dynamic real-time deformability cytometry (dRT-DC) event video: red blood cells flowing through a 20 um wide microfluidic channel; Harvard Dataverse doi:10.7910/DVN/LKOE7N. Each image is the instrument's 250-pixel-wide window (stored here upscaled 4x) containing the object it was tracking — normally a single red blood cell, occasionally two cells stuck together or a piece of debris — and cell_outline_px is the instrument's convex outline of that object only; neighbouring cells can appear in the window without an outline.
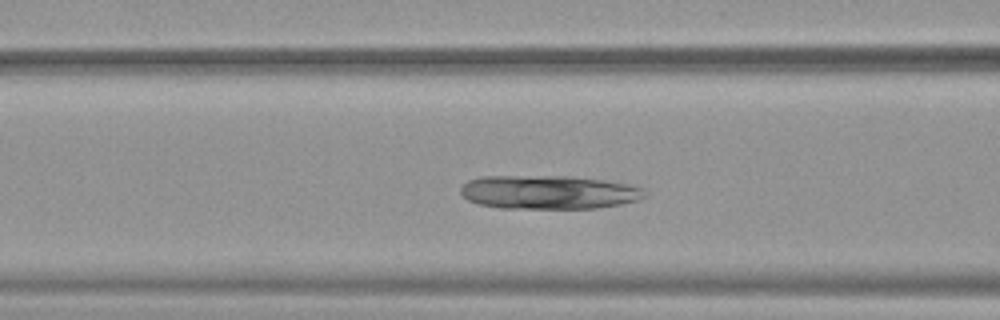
{"species": "common noctule bat (a hibernating species)", "species_latin": "Nyctalus noctula", "temperature_condition": "warm", "stored_images_in_passage": 42, "camera_frame_rate_fps": 3000, "um_per_image_px": 0.085, "animal": {"sex": "female", "body_mass_g": 19.9}, "frame": {"image": 1, "passage_image": 16, "time_ms": 5.0, "image_size_px": [1000, 320], "cell_outline_px": [[648, 196], [640, 200], [620, 204], [596, 208], [500, 208], [480, 204], [468, 200], [460, 192], [460, 188], [468, 180], [480, 176], [568, 176], [604, 180], [628, 184], [644, 188]], "centroid_in_image_um": [46.66, 16.33], "position_along_channel_um": 119.9, "area_um2": 36.36}}
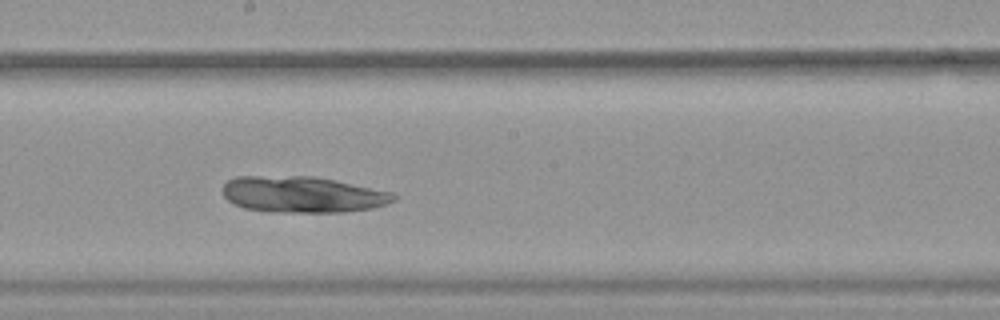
{"frame": {"image": 2, "passage_image": 24, "time_ms": 7.667, "image_size_px": [1000, 320], "cell_outline_px": [[396, 200], [372, 208], [344, 212], [272, 212], [244, 208], [228, 200], [224, 196], [220, 188], [228, 180], [236, 176], [312, 176], [336, 180], [392, 192], [396, 196]], "centroid_in_image_um": [25.69, 16.52], "position_along_channel_um": 222.5, "area_um2": 36.18}}
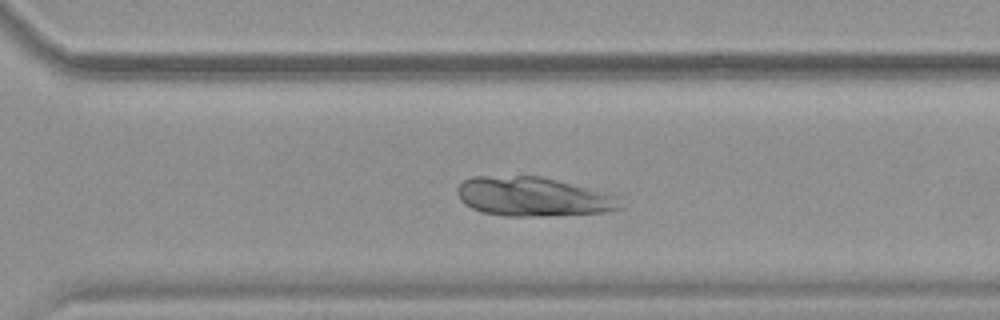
{"frame": {"image": 3, "passage_image": 32, "time_ms": 10.333, "image_size_px": [1000, 320], "cell_outline_px": [[620, 208], [604, 212], [556, 216], [504, 216], [480, 212], [464, 204], [460, 200], [456, 192], [456, 188], [464, 180], [472, 176], [540, 176], [556, 180], [584, 188], [608, 196]], "centroid_in_image_um": [45.07, 16.73], "position_along_channel_um": 325.5, "area_um2": 36.3}}